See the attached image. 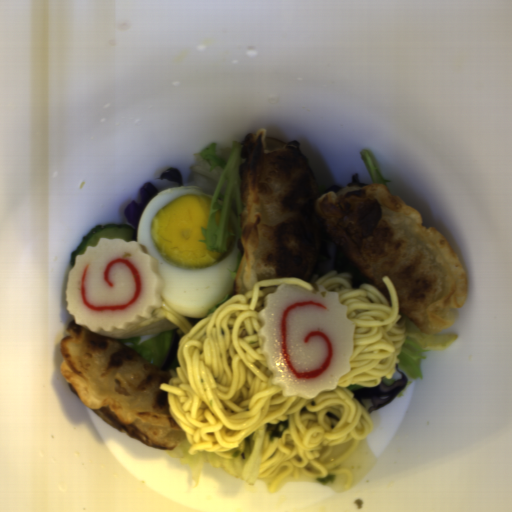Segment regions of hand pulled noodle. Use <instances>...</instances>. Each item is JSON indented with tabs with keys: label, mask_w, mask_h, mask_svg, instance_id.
Masks as SVG:
<instances>
[{
	"label": "hand pulled noodle",
	"mask_w": 512,
	"mask_h": 512,
	"mask_svg": "<svg viewBox=\"0 0 512 512\" xmlns=\"http://www.w3.org/2000/svg\"><path fill=\"white\" fill-rule=\"evenodd\" d=\"M352 274L330 270L308 282L300 277L267 278L252 290L232 295L192 326L167 305L163 315L183 331L177 344V376L160 382L168 407L191 446L188 454L212 452L222 458L243 456V439L262 429L261 464L257 478L274 495L284 478L310 479L343 473L344 490H351L355 472L336 469L352 456L360 441L371 436L373 419L348 386L373 388L383 377L392 379L406 340V317L398 321L397 289L387 275L382 280L391 302L374 285L355 288ZM337 292L354 323L350 373L336 389L314 399L283 397L271 383V372L260 350L262 325L258 313L264 297L280 284ZM339 417L331 421L326 412ZM288 420L282 439L269 443L264 424Z\"/></svg>",
	"instance_id": "obj_1"
}]
</instances>
